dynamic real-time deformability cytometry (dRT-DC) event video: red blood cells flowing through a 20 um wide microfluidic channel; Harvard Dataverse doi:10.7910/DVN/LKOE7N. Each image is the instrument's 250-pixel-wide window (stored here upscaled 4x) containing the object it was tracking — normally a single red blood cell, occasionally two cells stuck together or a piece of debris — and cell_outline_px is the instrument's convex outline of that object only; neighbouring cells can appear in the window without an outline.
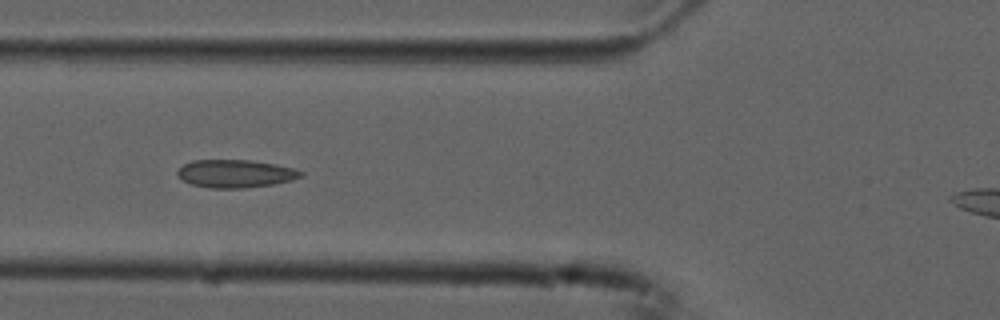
{"species": "common noctule bat (a hibernating species)", "species_latin": "Nyctalus noctula", "temperature_condition": "cold", "stored_images_in_passage": 11, "camera_frame_rate_fps": 3000, "um_per_image_px": 0.085, "animal": {"sex": "male", "forearm_length_mm": 52.5}, "frame": {"image": 1, "passage_image": 5, "time_ms": 1.333, "image_size_px": [1000, 320], "cell_outline_px": [[304, 172], [300, 176], [292, 180], [272, 184], [244, 188], [208, 188], [192, 184], [184, 180], [176, 172], [184, 164], [192, 160], [248, 160], [276, 164], [292, 168]], "centroid_in_image_um": [20.0, 14.75], "position_along_channel_um": 105.8, "area_um2": 19.83}}
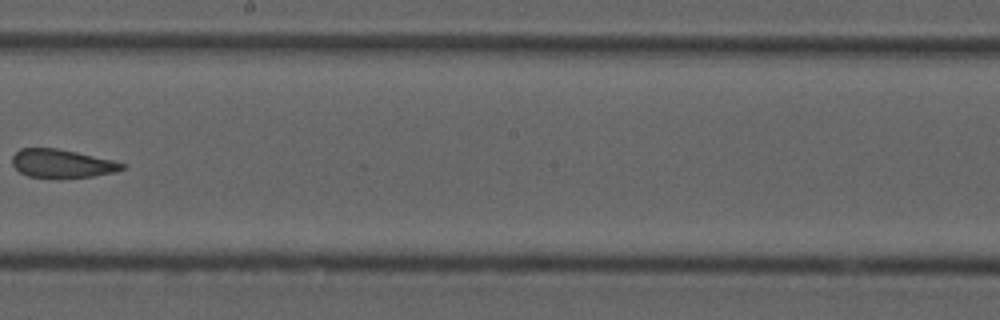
{"frame": {"image": 2, "passage_image": 8, "time_ms": 2.333, "image_size_px": [1000, 320], "cell_outline_px": [[124, 168], [116, 172], [92, 176], [28, 176], [20, 172], [12, 164], [12, 156], [20, 148], [56, 148], [76, 152], [112, 160], [124, 164]], "centroid_in_image_um": [5.24, 13.87], "position_along_channel_um": 243.0, "area_um2": 17.57}}
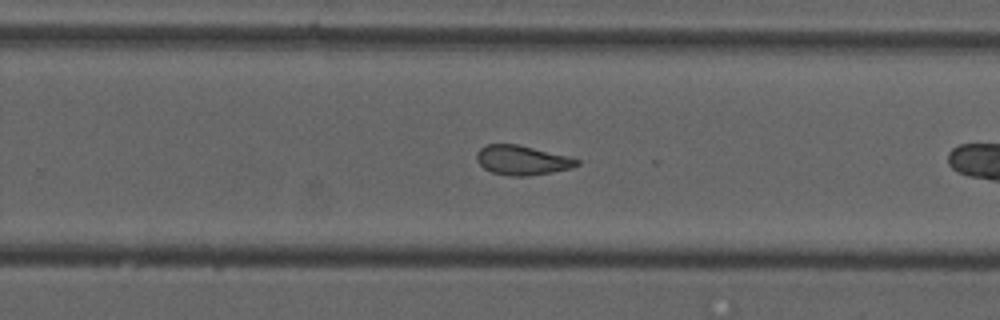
{"frame": {"image": 3, "passage_image": 10, "time_ms": 3.0, "image_size_px": [1000, 320], "cell_outline_px": [[580, 164], [572, 168], [552, 172], [528, 176], [508, 176], [492, 172], [484, 168], [476, 160], [476, 152], [484, 144], [516, 144], [580, 160]], "centroid_in_image_um": [44.33, 13.63], "position_along_channel_um": 285.5, "area_um2": 17.05}}